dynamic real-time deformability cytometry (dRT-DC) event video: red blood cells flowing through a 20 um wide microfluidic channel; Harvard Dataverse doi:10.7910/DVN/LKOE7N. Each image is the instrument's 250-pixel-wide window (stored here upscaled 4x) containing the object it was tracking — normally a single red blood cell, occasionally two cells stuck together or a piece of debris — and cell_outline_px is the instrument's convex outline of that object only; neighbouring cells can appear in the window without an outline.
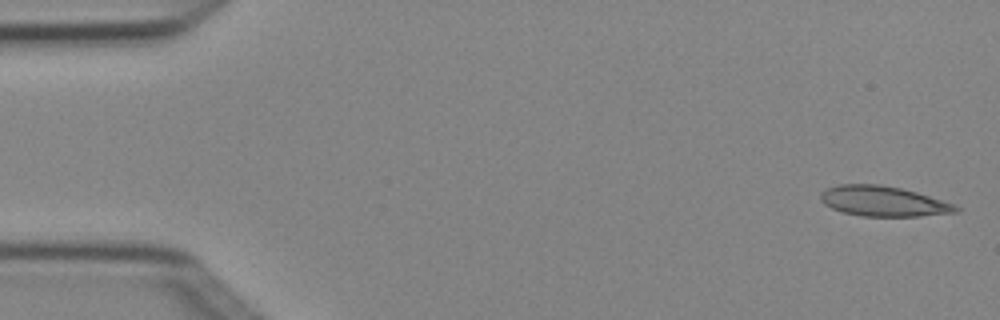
{"species": "Egyptian fruit bat (a non-hibernating species)", "species_latin": "Rousettus aegyptiacus", "temperature_condition": "cold", "stored_images_in_passage": 5, "camera_frame_rate_fps": 3000, "um_per_image_px": 0.085, "animal": {"sex": "female"}, "frame": {"image": 1, "passage_image": 1, "time_ms": 0.0, "image_size_px": [1000, 320], "cell_outline_px": [[960, 208], [956, 212], [920, 216], [860, 216], [844, 212], [832, 208], [824, 204], [820, 200], [820, 192], [828, 188], [840, 184], [880, 184], [900, 188], [916, 192], [952, 204]], "centroid_in_image_um": [75.02, 17.1], "position_along_channel_um": 10.0, "area_um2": 23.52}}
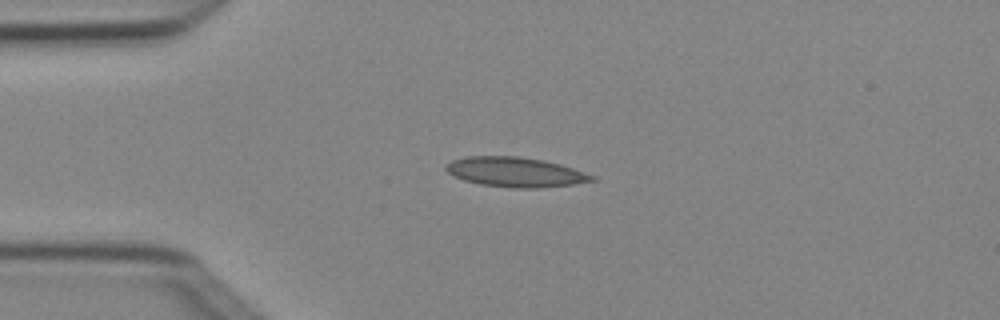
{"frame": {"image": 2, "passage_image": 4, "time_ms": 1.0, "image_size_px": [1000, 320], "cell_outline_px": [[596, 180], [572, 184], [536, 188], [512, 188], [480, 184], [464, 180], [452, 176], [444, 168], [444, 164], [452, 160], [464, 156], [520, 156], [544, 160], [560, 164], [596, 176]], "centroid_in_image_um": [43.76, 14.62], "position_along_channel_um": 41.2, "area_um2": 25.43}}
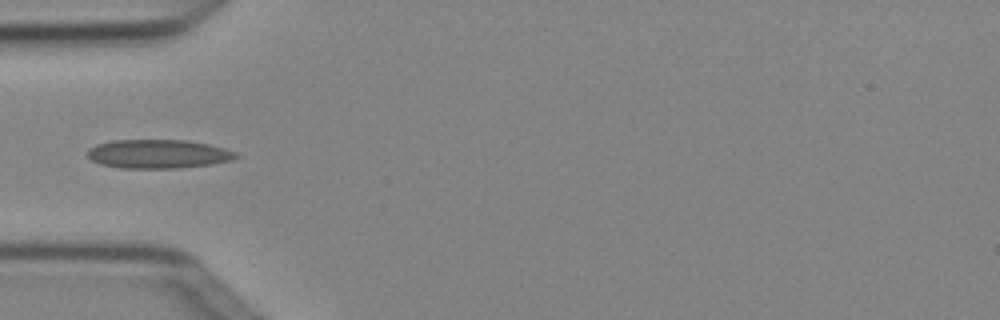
{"frame": {"image": 3, "passage_image": 5, "time_ms": 1.333, "image_size_px": [1000, 320], "cell_outline_px": [[240, 156], [232, 160], [212, 164], [176, 168], [120, 168], [100, 164], [92, 160], [88, 156], [88, 148], [96, 144], [112, 140], [188, 140], [208, 144], [224, 148], [236, 152]], "centroid_in_image_um": [13.45, 13.08], "position_along_channel_um": 71.6, "area_um2": 25.03}}